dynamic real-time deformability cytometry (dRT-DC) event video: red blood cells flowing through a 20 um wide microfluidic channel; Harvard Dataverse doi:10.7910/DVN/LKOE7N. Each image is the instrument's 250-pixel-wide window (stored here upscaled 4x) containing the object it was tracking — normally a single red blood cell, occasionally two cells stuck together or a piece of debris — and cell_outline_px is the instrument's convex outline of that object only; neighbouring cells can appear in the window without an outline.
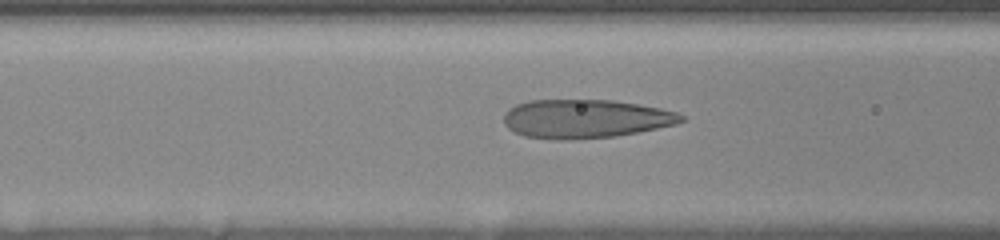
{"species": "human", "species_latin": "Homo sapiens", "temperature_condition": "room temperature", "stored_images_in_passage": 21, "camera_frame_rate_fps": 3000, "um_per_image_px": 0.085, "donor": {"sex": "female"}, "frame": {"image": 1, "passage_image": 19, "time_ms": 4.667, "image_size_px": [1000, 240], "cell_outline_px": [[684, 120], [676, 124], [616, 136], [572, 140], [560, 140], [524, 136], [508, 128], [504, 124], [504, 116], [508, 108], [516, 104], [528, 100], [612, 100], [660, 108], [676, 112], [684, 116]], "centroid_in_image_um": [49.72, 10.09], "position_along_channel_um": 116.9, "area_um2": 39.94}}